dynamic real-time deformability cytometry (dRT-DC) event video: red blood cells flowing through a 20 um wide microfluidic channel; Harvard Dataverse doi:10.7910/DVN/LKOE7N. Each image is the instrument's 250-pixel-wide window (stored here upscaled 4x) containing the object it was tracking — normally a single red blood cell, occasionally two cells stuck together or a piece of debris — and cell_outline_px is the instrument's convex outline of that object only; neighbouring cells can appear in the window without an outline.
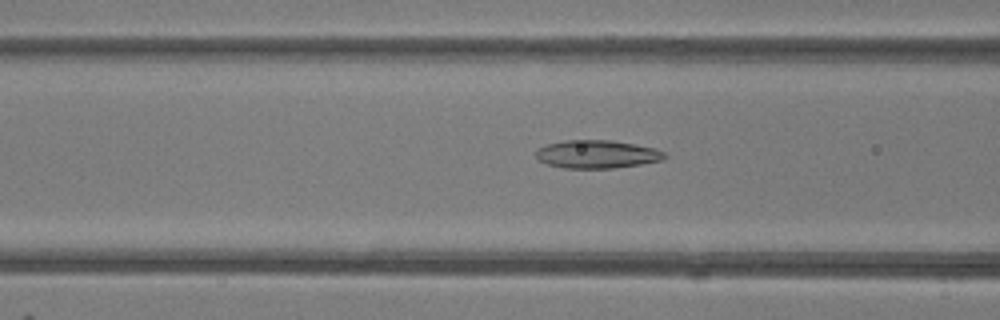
{"species": "common noctule bat (a hibernating species)", "species_latin": "Nyctalus noctula", "temperature_condition": "room temperature", "stored_images_in_passage": 48, "camera_frame_rate_fps": 3000, "um_per_image_px": 0.085, "animal": {"sex": "female"}, "frame": {"image": 1, "passage_image": 19, "time_ms": 6.0, "image_size_px": [1000, 320], "cell_outline_px": [[668, 156], [664, 160], [640, 164], [612, 168], [564, 168], [548, 164], [540, 160], [536, 156], [536, 152], [540, 148], [548, 144], [564, 140], [612, 140], [656, 148], [664, 152]], "centroid_in_image_um": [50.79, 13.1], "position_along_channel_um": 115.8, "area_um2": 20.98}}
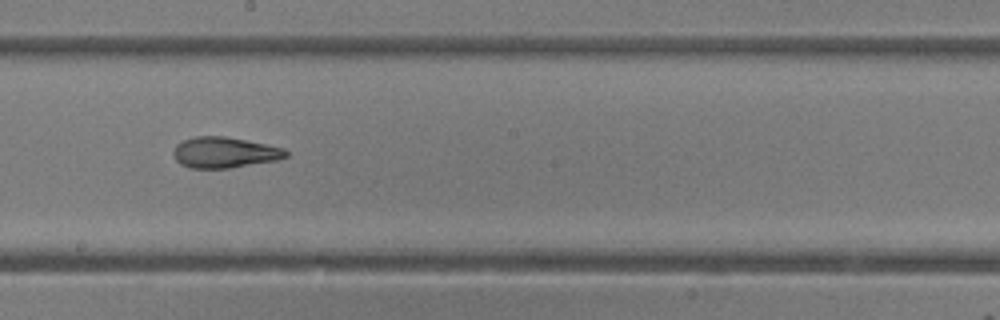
{"frame": {"image": 2, "passage_image": 27, "time_ms": 8.667, "image_size_px": [1000, 320], "cell_outline_px": [[288, 156], [276, 160], [228, 168], [192, 168], [180, 164], [176, 160], [172, 152], [176, 144], [184, 140], [196, 136], [224, 136], [284, 148], [288, 152]], "centroid_in_image_um": [19.05, 12.96], "position_along_channel_um": 229.1, "area_um2": 20.0}}
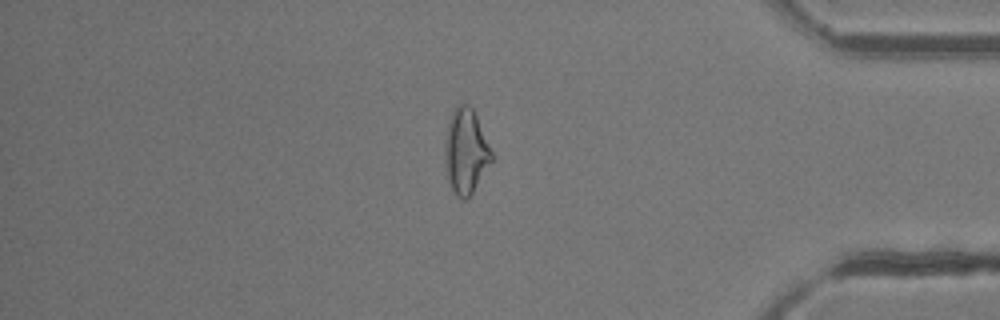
{"frame": {"image": 3, "passage_image": 41, "time_ms": 13.333, "image_size_px": [1000, 320], "cell_outline_px": [[492, 160], [472, 192], [464, 200], [456, 196], [448, 184], [444, 160], [444, 144], [448, 120], [456, 104], [460, 100], [468, 104], [472, 108], [476, 116], [492, 152]], "centroid_in_image_um": [39.54, 12.82], "position_along_channel_um": 395.7, "area_um2": 23.24}, "authors_computed_cell_mechanics": {"area_um2": 21.9351, "velocity_mm_per_s": 4.2377, "shape_relaxation_time_tau1_ms": 6.458, "shape_relaxation_time_tau2_ms": 2.804, "deformation_change_tau1": 0.1642, "deformation_change_tau2": 0.1104}}